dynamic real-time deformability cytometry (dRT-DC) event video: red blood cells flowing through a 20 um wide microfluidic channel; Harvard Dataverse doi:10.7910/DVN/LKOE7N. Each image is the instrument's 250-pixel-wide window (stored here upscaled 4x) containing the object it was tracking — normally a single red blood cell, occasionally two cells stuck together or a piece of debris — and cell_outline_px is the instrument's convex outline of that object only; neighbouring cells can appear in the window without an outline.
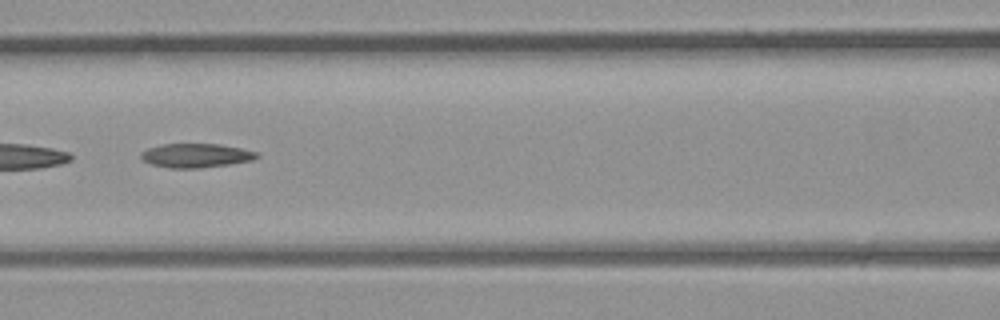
{"species": "common noctule bat (a hibernating species)", "species_latin": "Nyctalus noctula", "temperature_condition": "room temperature", "stored_images_in_passage": 38, "camera_frame_rate_fps": 3000, "um_per_image_px": 0.085, "animal": {"sex": "male", "body_mass_g": 23.1, "forearm_length_mm": 52.7}, "frame": {"image": 1, "passage_image": 17, "time_ms": 5.333, "image_size_px": [1000, 320], "cell_outline_px": [[260, 156], [252, 160], [228, 164], [200, 168], [168, 168], [152, 164], [144, 160], [140, 156], [140, 152], [148, 148], [164, 144], [220, 144], [260, 152]], "centroid_in_image_um": [16.68, 13.21], "position_along_channel_um": 149.9, "area_um2": 16.18}}
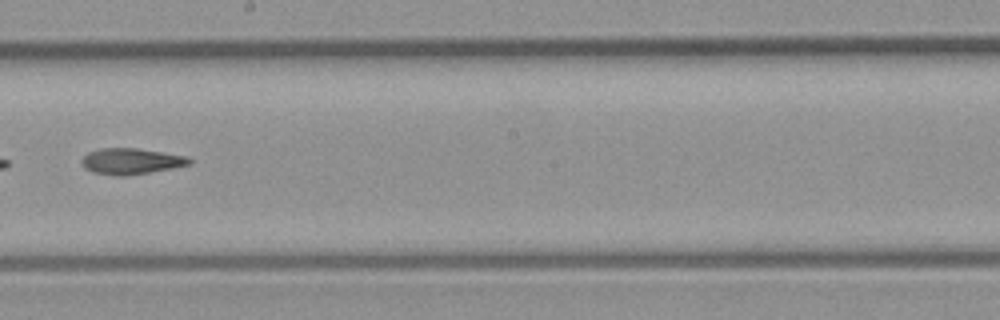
{"frame": {"image": 2, "passage_image": 22, "time_ms": 7.0, "image_size_px": [1000, 320], "cell_outline_px": [[192, 164], [172, 168], [128, 176], [116, 176], [92, 172], [84, 168], [80, 164], [80, 160], [88, 152], [100, 148], [136, 148], [188, 156], [192, 160]], "centroid_in_image_um": [11.12, 13.71], "position_along_channel_um": 237.1, "area_um2": 16.53}}